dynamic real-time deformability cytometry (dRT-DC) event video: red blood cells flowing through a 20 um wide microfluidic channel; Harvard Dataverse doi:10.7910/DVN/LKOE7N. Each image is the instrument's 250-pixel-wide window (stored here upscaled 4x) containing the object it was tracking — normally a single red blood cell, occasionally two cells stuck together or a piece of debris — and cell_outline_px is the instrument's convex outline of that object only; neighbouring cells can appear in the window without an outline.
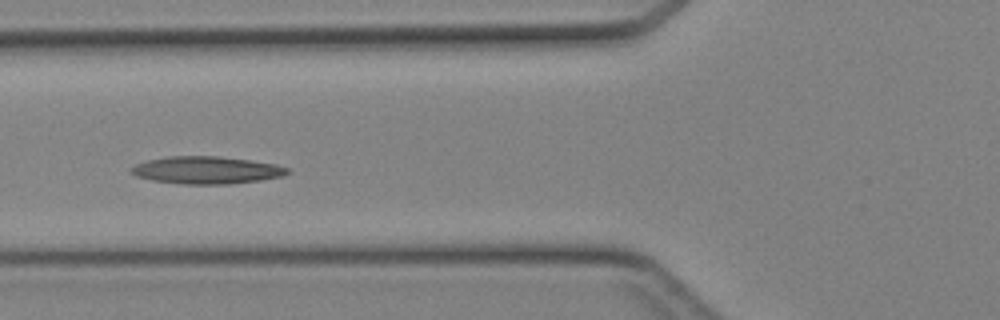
{"species": "Egyptian fruit bat (a non-hibernating species)", "species_latin": "Rousettus aegyptiacus", "temperature_condition": "cold", "stored_images_in_passage": 37, "camera_frame_rate_fps": 3000, "um_per_image_px": 0.085, "animal": {"sex": "female"}, "frame": {"image": 1, "passage_image": 8, "time_ms": 2.333, "image_size_px": [1000, 320], "cell_outline_px": [[292, 172], [284, 176], [260, 180], [228, 184], [184, 184], [152, 180], [136, 176], [132, 172], [132, 168], [136, 164], [148, 160], [168, 156], [220, 156], [252, 160], [276, 164], [288, 168]], "centroid_in_image_um": [17.62, 14.45], "position_along_channel_um": 108.2, "area_um2": 24.97}}
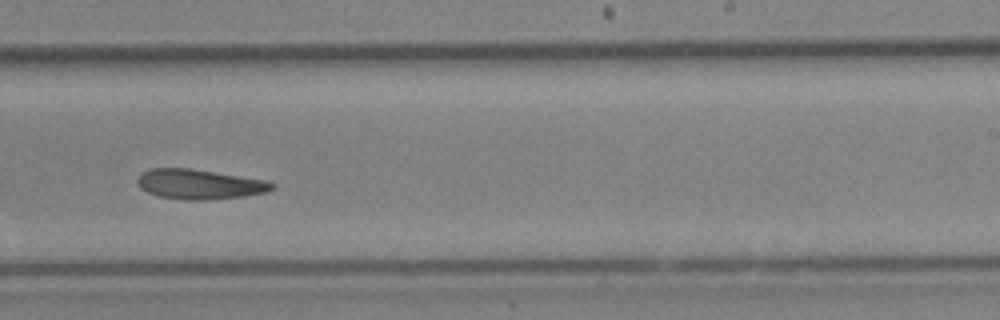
{"frame": {"image": 2, "passage_image": 19, "time_ms": 6.0, "image_size_px": [1000, 320], "cell_outline_px": [[276, 184], [272, 188], [264, 192], [244, 196], [208, 200], [188, 200], [160, 196], [148, 192], [140, 188], [136, 180], [140, 172], [152, 168], [188, 168], [268, 180]], "centroid_in_image_um": [16.93, 15.65], "position_along_channel_um": 272.1, "area_um2": 23.35}}
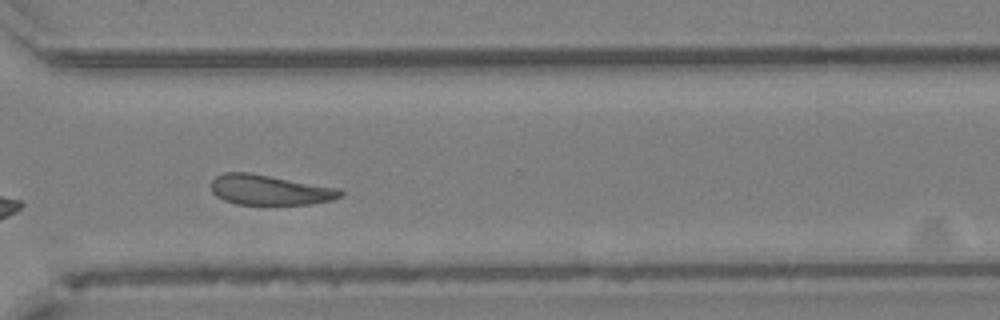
{"frame": {"image": 3, "passage_image": 24, "time_ms": 7.667, "image_size_px": [1000, 320], "cell_outline_px": [[344, 196], [332, 200], [312, 204], [236, 204], [224, 200], [216, 196], [212, 192], [212, 180], [216, 176], [224, 172], [248, 172], [340, 188], [344, 192]], "centroid_in_image_um": [22.96, 16.14], "position_along_channel_um": 347.6, "area_um2": 22.77}}